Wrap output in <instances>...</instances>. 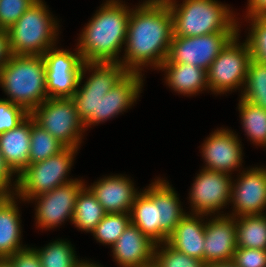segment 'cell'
Wrapping results in <instances>:
<instances>
[{"mask_svg": "<svg viewBox=\"0 0 266 267\" xmlns=\"http://www.w3.org/2000/svg\"><path fill=\"white\" fill-rule=\"evenodd\" d=\"M93 71L90 78L82 88H78L82 82L85 69ZM128 71L120 62H84L82 66L78 86L72 99L76 105L79 118L84 127L97 124V104L104 95L110 91Z\"/></svg>", "mask_w": 266, "mask_h": 267, "instance_id": "6", "label": "cell"}, {"mask_svg": "<svg viewBox=\"0 0 266 267\" xmlns=\"http://www.w3.org/2000/svg\"><path fill=\"white\" fill-rule=\"evenodd\" d=\"M29 113L20 105L0 99V134L18 126Z\"/></svg>", "mask_w": 266, "mask_h": 267, "instance_id": "36", "label": "cell"}, {"mask_svg": "<svg viewBox=\"0 0 266 267\" xmlns=\"http://www.w3.org/2000/svg\"><path fill=\"white\" fill-rule=\"evenodd\" d=\"M31 115L14 129L0 134V151L11 169L20 174L29 165Z\"/></svg>", "mask_w": 266, "mask_h": 267, "instance_id": "20", "label": "cell"}, {"mask_svg": "<svg viewBox=\"0 0 266 267\" xmlns=\"http://www.w3.org/2000/svg\"><path fill=\"white\" fill-rule=\"evenodd\" d=\"M238 32H217L202 36H173L164 63L192 64L208 70L221 50Z\"/></svg>", "mask_w": 266, "mask_h": 267, "instance_id": "10", "label": "cell"}, {"mask_svg": "<svg viewBox=\"0 0 266 267\" xmlns=\"http://www.w3.org/2000/svg\"><path fill=\"white\" fill-rule=\"evenodd\" d=\"M7 195L8 194L2 188H0V201L4 199Z\"/></svg>", "mask_w": 266, "mask_h": 267, "instance_id": "44", "label": "cell"}, {"mask_svg": "<svg viewBox=\"0 0 266 267\" xmlns=\"http://www.w3.org/2000/svg\"><path fill=\"white\" fill-rule=\"evenodd\" d=\"M84 28L78 51L84 62H119L132 10L116 0L106 1Z\"/></svg>", "mask_w": 266, "mask_h": 267, "instance_id": "2", "label": "cell"}, {"mask_svg": "<svg viewBox=\"0 0 266 267\" xmlns=\"http://www.w3.org/2000/svg\"><path fill=\"white\" fill-rule=\"evenodd\" d=\"M141 72H128L97 104V123L123 112L136 101L142 87Z\"/></svg>", "mask_w": 266, "mask_h": 267, "instance_id": "19", "label": "cell"}, {"mask_svg": "<svg viewBox=\"0 0 266 267\" xmlns=\"http://www.w3.org/2000/svg\"><path fill=\"white\" fill-rule=\"evenodd\" d=\"M37 0H0V29H8Z\"/></svg>", "mask_w": 266, "mask_h": 267, "instance_id": "35", "label": "cell"}, {"mask_svg": "<svg viewBox=\"0 0 266 267\" xmlns=\"http://www.w3.org/2000/svg\"><path fill=\"white\" fill-rule=\"evenodd\" d=\"M227 174L222 171L203 169L197 175L189 196L195 214L206 216L215 213L230 202L233 182Z\"/></svg>", "mask_w": 266, "mask_h": 267, "instance_id": "12", "label": "cell"}, {"mask_svg": "<svg viewBox=\"0 0 266 267\" xmlns=\"http://www.w3.org/2000/svg\"><path fill=\"white\" fill-rule=\"evenodd\" d=\"M204 267H238L233 261L205 263Z\"/></svg>", "mask_w": 266, "mask_h": 267, "instance_id": "42", "label": "cell"}, {"mask_svg": "<svg viewBox=\"0 0 266 267\" xmlns=\"http://www.w3.org/2000/svg\"><path fill=\"white\" fill-rule=\"evenodd\" d=\"M49 48L42 56L45 62L48 98H72L77 90L84 61L81 53Z\"/></svg>", "mask_w": 266, "mask_h": 267, "instance_id": "11", "label": "cell"}, {"mask_svg": "<svg viewBox=\"0 0 266 267\" xmlns=\"http://www.w3.org/2000/svg\"><path fill=\"white\" fill-rule=\"evenodd\" d=\"M168 1L148 0L130 12L125 41L126 57L119 61L128 72L139 73V66L151 63L159 68L167 59L174 36Z\"/></svg>", "mask_w": 266, "mask_h": 267, "instance_id": "1", "label": "cell"}, {"mask_svg": "<svg viewBox=\"0 0 266 267\" xmlns=\"http://www.w3.org/2000/svg\"><path fill=\"white\" fill-rule=\"evenodd\" d=\"M236 34L207 70L208 88L223 93L244 85L252 55L247 42L237 44Z\"/></svg>", "mask_w": 266, "mask_h": 267, "instance_id": "9", "label": "cell"}, {"mask_svg": "<svg viewBox=\"0 0 266 267\" xmlns=\"http://www.w3.org/2000/svg\"><path fill=\"white\" fill-rule=\"evenodd\" d=\"M232 261L238 267H266V250L237 247Z\"/></svg>", "mask_w": 266, "mask_h": 267, "instance_id": "37", "label": "cell"}, {"mask_svg": "<svg viewBox=\"0 0 266 267\" xmlns=\"http://www.w3.org/2000/svg\"><path fill=\"white\" fill-rule=\"evenodd\" d=\"M30 143L29 164L44 161L51 156L57 155L66 148L59 140L38 125L32 116Z\"/></svg>", "mask_w": 266, "mask_h": 267, "instance_id": "28", "label": "cell"}, {"mask_svg": "<svg viewBox=\"0 0 266 267\" xmlns=\"http://www.w3.org/2000/svg\"><path fill=\"white\" fill-rule=\"evenodd\" d=\"M76 148L66 147L57 155L44 161L29 164L17 175L15 191L22 199L31 198L50 192L56 187L71 183L75 180L66 178L67 172L72 166Z\"/></svg>", "mask_w": 266, "mask_h": 267, "instance_id": "7", "label": "cell"}, {"mask_svg": "<svg viewBox=\"0 0 266 267\" xmlns=\"http://www.w3.org/2000/svg\"><path fill=\"white\" fill-rule=\"evenodd\" d=\"M144 192L158 204L159 231L169 239L174 232L176 225L186 215L181 209L177 193L169 183L157 180Z\"/></svg>", "mask_w": 266, "mask_h": 267, "instance_id": "21", "label": "cell"}, {"mask_svg": "<svg viewBox=\"0 0 266 267\" xmlns=\"http://www.w3.org/2000/svg\"><path fill=\"white\" fill-rule=\"evenodd\" d=\"M82 267H100V266H96V264H89L88 262H86Z\"/></svg>", "mask_w": 266, "mask_h": 267, "instance_id": "45", "label": "cell"}, {"mask_svg": "<svg viewBox=\"0 0 266 267\" xmlns=\"http://www.w3.org/2000/svg\"><path fill=\"white\" fill-rule=\"evenodd\" d=\"M252 29L246 42L252 58L266 65V16H248Z\"/></svg>", "mask_w": 266, "mask_h": 267, "instance_id": "34", "label": "cell"}, {"mask_svg": "<svg viewBox=\"0 0 266 267\" xmlns=\"http://www.w3.org/2000/svg\"><path fill=\"white\" fill-rule=\"evenodd\" d=\"M239 179L236 185H231L230 202H233L236 213L232 216L262 214L266 207V169L247 170Z\"/></svg>", "mask_w": 266, "mask_h": 267, "instance_id": "14", "label": "cell"}, {"mask_svg": "<svg viewBox=\"0 0 266 267\" xmlns=\"http://www.w3.org/2000/svg\"><path fill=\"white\" fill-rule=\"evenodd\" d=\"M238 109L247 135L253 142L266 146V110L242 98Z\"/></svg>", "mask_w": 266, "mask_h": 267, "instance_id": "30", "label": "cell"}, {"mask_svg": "<svg viewBox=\"0 0 266 267\" xmlns=\"http://www.w3.org/2000/svg\"><path fill=\"white\" fill-rule=\"evenodd\" d=\"M84 185L81 180L75 179L71 183L31 198L39 200L36 207L38 226L47 229L61 224L66 218L73 221L76 197Z\"/></svg>", "mask_w": 266, "mask_h": 267, "instance_id": "13", "label": "cell"}, {"mask_svg": "<svg viewBox=\"0 0 266 267\" xmlns=\"http://www.w3.org/2000/svg\"><path fill=\"white\" fill-rule=\"evenodd\" d=\"M155 243L130 223L113 248L114 259L122 267H144L153 263Z\"/></svg>", "mask_w": 266, "mask_h": 267, "instance_id": "17", "label": "cell"}, {"mask_svg": "<svg viewBox=\"0 0 266 267\" xmlns=\"http://www.w3.org/2000/svg\"><path fill=\"white\" fill-rule=\"evenodd\" d=\"M197 217L199 214H186L167 243L178 252L204 261L205 223H201Z\"/></svg>", "mask_w": 266, "mask_h": 267, "instance_id": "22", "label": "cell"}, {"mask_svg": "<svg viewBox=\"0 0 266 267\" xmlns=\"http://www.w3.org/2000/svg\"><path fill=\"white\" fill-rule=\"evenodd\" d=\"M237 247L235 217L218 216L205 224V263L232 261Z\"/></svg>", "mask_w": 266, "mask_h": 267, "instance_id": "15", "label": "cell"}, {"mask_svg": "<svg viewBox=\"0 0 266 267\" xmlns=\"http://www.w3.org/2000/svg\"><path fill=\"white\" fill-rule=\"evenodd\" d=\"M159 68L167 70L166 81L178 93L192 95L208 88L207 71L195 65L163 63Z\"/></svg>", "mask_w": 266, "mask_h": 267, "instance_id": "24", "label": "cell"}, {"mask_svg": "<svg viewBox=\"0 0 266 267\" xmlns=\"http://www.w3.org/2000/svg\"><path fill=\"white\" fill-rule=\"evenodd\" d=\"M96 183V184H95ZM89 188L107 213H130L139 192L126 177L109 176Z\"/></svg>", "mask_w": 266, "mask_h": 267, "instance_id": "18", "label": "cell"}, {"mask_svg": "<svg viewBox=\"0 0 266 267\" xmlns=\"http://www.w3.org/2000/svg\"><path fill=\"white\" fill-rule=\"evenodd\" d=\"M36 251L42 267H82L86 263L76 259L72 246L64 240Z\"/></svg>", "mask_w": 266, "mask_h": 267, "instance_id": "31", "label": "cell"}, {"mask_svg": "<svg viewBox=\"0 0 266 267\" xmlns=\"http://www.w3.org/2000/svg\"><path fill=\"white\" fill-rule=\"evenodd\" d=\"M248 1V16H266V0Z\"/></svg>", "mask_w": 266, "mask_h": 267, "instance_id": "41", "label": "cell"}, {"mask_svg": "<svg viewBox=\"0 0 266 267\" xmlns=\"http://www.w3.org/2000/svg\"><path fill=\"white\" fill-rule=\"evenodd\" d=\"M163 245L166 246L159 252L156 250L158 245H155L153 263L157 267H204L203 260L178 252L167 242Z\"/></svg>", "mask_w": 266, "mask_h": 267, "instance_id": "33", "label": "cell"}, {"mask_svg": "<svg viewBox=\"0 0 266 267\" xmlns=\"http://www.w3.org/2000/svg\"><path fill=\"white\" fill-rule=\"evenodd\" d=\"M106 214L91 189L83 186L76 197L72 223L79 229L91 232Z\"/></svg>", "mask_w": 266, "mask_h": 267, "instance_id": "26", "label": "cell"}, {"mask_svg": "<svg viewBox=\"0 0 266 267\" xmlns=\"http://www.w3.org/2000/svg\"><path fill=\"white\" fill-rule=\"evenodd\" d=\"M30 115L34 121L66 147L78 148L83 121L72 98H48Z\"/></svg>", "mask_w": 266, "mask_h": 267, "instance_id": "8", "label": "cell"}, {"mask_svg": "<svg viewBox=\"0 0 266 267\" xmlns=\"http://www.w3.org/2000/svg\"><path fill=\"white\" fill-rule=\"evenodd\" d=\"M0 267H14V266L8 258H1Z\"/></svg>", "mask_w": 266, "mask_h": 267, "instance_id": "43", "label": "cell"}, {"mask_svg": "<svg viewBox=\"0 0 266 267\" xmlns=\"http://www.w3.org/2000/svg\"><path fill=\"white\" fill-rule=\"evenodd\" d=\"M0 85L29 114L48 99L42 55H12L0 70Z\"/></svg>", "mask_w": 266, "mask_h": 267, "instance_id": "3", "label": "cell"}, {"mask_svg": "<svg viewBox=\"0 0 266 267\" xmlns=\"http://www.w3.org/2000/svg\"><path fill=\"white\" fill-rule=\"evenodd\" d=\"M202 155L205 159L204 169L228 173L239 167L242 162L241 144L234 133L220 129L204 142Z\"/></svg>", "mask_w": 266, "mask_h": 267, "instance_id": "16", "label": "cell"}, {"mask_svg": "<svg viewBox=\"0 0 266 267\" xmlns=\"http://www.w3.org/2000/svg\"><path fill=\"white\" fill-rule=\"evenodd\" d=\"M11 56L8 32L6 29H0V70Z\"/></svg>", "mask_w": 266, "mask_h": 267, "instance_id": "40", "label": "cell"}, {"mask_svg": "<svg viewBox=\"0 0 266 267\" xmlns=\"http://www.w3.org/2000/svg\"><path fill=\"white\" fill-rule=\"evenodd\" d=\"M144 267H157L154 263L148 265V266H144Z\"/></svg>", "mask_w": 266, "mask_h": 267, "instance_id": "46", "label": "cell"}, {"mask_svg": "<svg viewBox=\"0 0 266 267\" xmlns=\"http://www.w3.org/2000/svg\"><path fill=\"white\" fill-rule=\"evenodd\" d=\"M8 259L14 267H42L35 248L21 249Z\"/></svg>", "mask_w": 266, "mask_h": 267, "instance_id": "38", "label": "cell"}, {"mask_svg": "<svg viewBox=\"0 0 266 267\" xmlns=\"http://www.w3.org/2000/svg\"><path fill=\"white\" fill-rule=\"evenodd\" d=\"M13 173L15 174L11 167L6 163L0 151V188H2L7 194L12 193L9 191V184H11L10 180Z\"/></svg>", "mask_w": 266, "mask_h": 267, "instance_id": "39", "label": "cell"}, {"mask_svg": "<svg viewBox=\"0 0 266 267\" xmlns=\"http://www.w3.org/2000/svg\"><path fill=\"white\" fill-rule=\"evenodd\" d=\"M131 223L155 244L168 242V239L159 231L158 204L143 191L135 197L130 212Z\"/></svg>", "mask_w": 266, "mask_h": 267, "instance_id": "25", "label": "cell"}, {"mask_svg": "<svg viewBox=\"0 0 266 267\" xmlns=\"http://www.w3.org/2000/svg\"><path fill=\"white\" fill-rule=\"evenodd\" d=\"M242 99L266 110V65L251 59Z\"/></svg>", "mask_w": 266, "mask_h": 267, "instance_id": "29", "label": "cell"}, {"mask_svg": "<svg viewBox=\"0 0 266 267\" xmlns=\"http://www.w3.org/2000/svg\"><path fill=\"white\" fill-rule=\"evenodd\" d=\"M263 214L235 218L238 247L266 250V215Z\"/></svg>", "mask_w": 266, "mask_h": 267, "instance_id": "27", "label": "cell"}, {"mask_svg": "<svg viewBox=\"0 0 266 267\" xmlns=\"http://www.w3.org/2000/svg\"><path fill=\"white\" fill-rule=\"evenodd\" d=\"M46 8L42 0L35 1L7 29L12 55H43L53 47L58 27Z\"/></svg>", "mask_w": 266, "mask_h": 267, "instance_id": "5", "label": "cell"}, {"mask_svg": "<svg viewBox=\"0 0 266 267\" xmlns=\"http://www.w3.org/2000/svg\"><path fill=\"white\" fill-rule=\"evenodd\" d=\"M168 1L173 17L174 36L194 37L217 32H238L231 11L216 0H185L178 8Z\"/></svg>", "mask_w": 266, "mask_h": 267, "instance_id": "4", "label": "cell"}, {"mask_svg": "<svg viewBox=\"0 0 266 267\" xmlns=\"http://www.w3.org/2000/svg\"><path fill=\"white\" fill-rule=\"evenodd\" d=\"M13 198L8 194L0 201V259L9 258L25 248L20 244V214Z\"/></svg>", "mask_w": 266, "mask_h": 267, "instance_id": "23", "label": "cell"}, {"mask_svg": "<svg viewBox=\"0 0 266 267\" xmlns=\"http://www.w3.org/2000/svg\"><path fill=\"white\" fill-rule=\"evenodd\" d=\"M130 223L128 213H107L91 232L100 243L113 246Z\"/></svg>", "mask_w": 266, "mask_h": 267, "instance_id": "32", "label": "cell"}]
</instances>
